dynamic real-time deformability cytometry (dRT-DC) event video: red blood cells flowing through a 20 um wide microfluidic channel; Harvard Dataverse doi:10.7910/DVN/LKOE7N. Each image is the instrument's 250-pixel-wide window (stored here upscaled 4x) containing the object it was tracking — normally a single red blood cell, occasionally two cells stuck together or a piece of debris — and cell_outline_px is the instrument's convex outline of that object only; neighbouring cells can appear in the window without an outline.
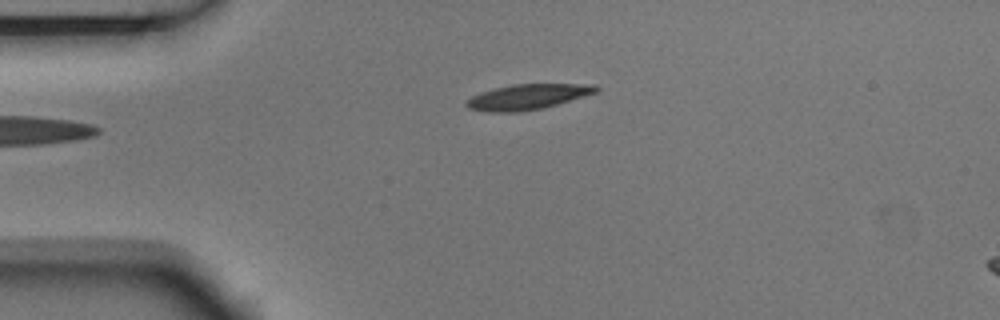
{"species": "Egyptian fruit bat (a non-hibernating species)", "species_latin": "Rousettus aegyptiacus", "temperature_condition": "room temperature", "stored_images_in_passage": 2, "camera_frame_rate_fps": 3000, "um_per_image_px": 0.085, "animal": {"sex": "male"}, "frame": {"image": 1, "passage_image": 2, "time_ms": 0.333, "image_size_px": [1000, 320], "cell_outline_px": [[600, 88], [596, 92], [556, 104], [540, 108], [520, 112], [488, 112], [468, 108], [464, 104], [472, 96], [496, 88], [516, 84], [596, 84]], "centroid_in_image_um": [44.85, 8.23], "position_along_channel_um": 40.2, "area_um2": 18.73}}